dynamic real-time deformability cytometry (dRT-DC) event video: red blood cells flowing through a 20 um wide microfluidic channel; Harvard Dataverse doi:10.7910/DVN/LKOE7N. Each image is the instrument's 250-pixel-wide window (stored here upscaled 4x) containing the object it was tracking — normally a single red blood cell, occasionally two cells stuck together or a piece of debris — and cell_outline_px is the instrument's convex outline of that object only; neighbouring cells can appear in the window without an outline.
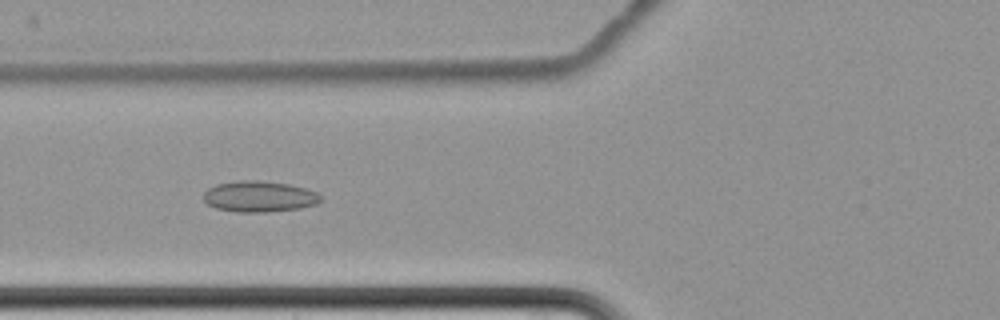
{"species": "common noctule bat (a hibernating species)", "species_latin": "Nyctalus noctula", "temperature_condition": "cold", "stored_images_in_passage": 17, "camera_frame_rate_fps": 3000, "um_per_image_px": 0.085, "animal": {"sex": "female", "body_mass_g": 22.7, "forearm_length_mm": 54.2}, "frame": {"image": 1, "passage_image": 8, "time_ms": 9.0, "image_size_px": [1000, 320], "cell_outline_px": [[320, 200], [316, 204], [300, 208], [264, 212], [236, 212], [216, 208], [208, 204], [204, 200], [204, 192], [208, 188], [216, 184], [240, 180], [256, 180], [288, 184], [304, 188], [316, 192], [320, 196]], "centroid_in_image_um": [22.0, 16.7], "position_along_channel_um": 103.8, "area_um2": 20.98}}
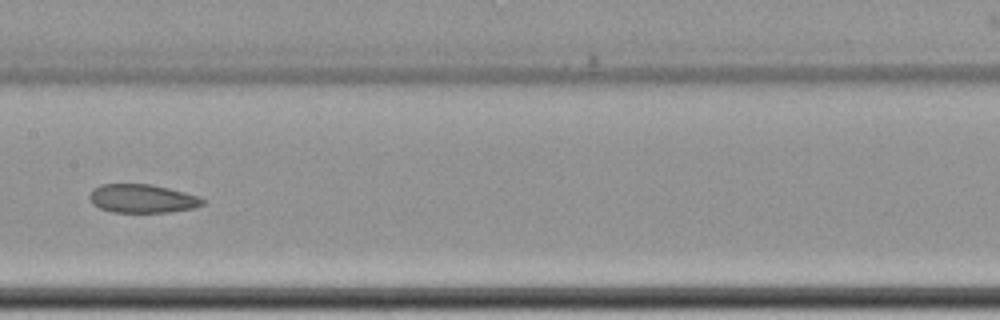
{"frame": {"image": 2, "passage_image": 10, "time_ms": 11.667, "image_size_px": [1000, 320], "cell_outline_px": [[204, 204], [196, 208], [168, 212], [112, 212], [100, 208], [92, 204], [88, 196], [92, 188], [100, 184], [152, 184], [184, 192], [196, 196], [204, 200]], "centroid_in_image_um": [12.05, 16.87], "position_along_channel_um": 195.3, "area_um2": 18.9}}
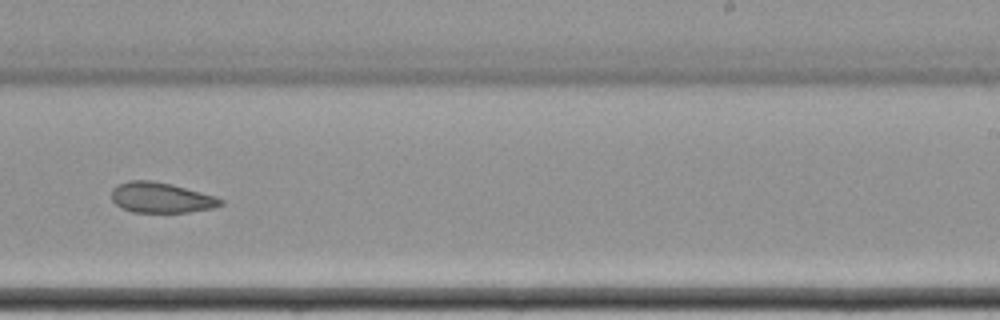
{"frame": {"image": 3, "passage_image": 12, "time_ms": 14.0, "image_size_px": [1000, 320], "cell_outline_px": [[224, 204], [212, 208], [188, 212], [132, 212], [120, 208], [112, 200], [112, 188], [120, 184], [132, 180], [152, 180], [172, 184], [216, 196], [224, 200]], "centroid_in_image_um": [13.7, 16.8], "position_along_channel_um": 275.3, "area_um2": 19.36}, "authors_computed_cell_mechanics": {"area_um2": 24.2182, "velocity_mm_per_s": 3.4344, "shape_relaxation_time_tau1_ms": null, "shape_relaxation_time_tau2_ms": 4.574, "deformation_change_tau1": null, "deformation_change_tau2": 0.084}}